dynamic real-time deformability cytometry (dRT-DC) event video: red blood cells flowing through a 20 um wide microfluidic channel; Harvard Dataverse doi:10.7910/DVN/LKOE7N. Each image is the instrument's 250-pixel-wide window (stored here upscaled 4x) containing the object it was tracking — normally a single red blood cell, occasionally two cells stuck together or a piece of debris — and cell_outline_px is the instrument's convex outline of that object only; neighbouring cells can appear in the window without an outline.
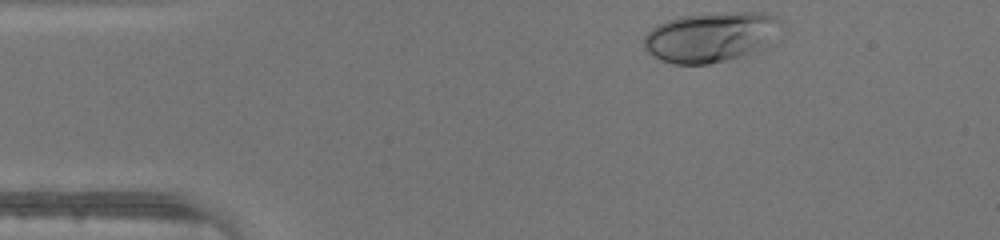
{"species": "human", "species_latin": "Homo sapiens", "temperature_condition": "warm", "stored_images_in_passage": 31, "camera_frame_rate_fps": 3000, "um_per_image_px": 0.085, "donor": {"sex": "male"}, "frame": {"image": 1, "passage_image": 1, "time_ms": 0.0, "image_size_px": [1000, 240], "cell_outline_px": [[784, 24], [768, 44], [764, 48], [740, 56], [708, 64], [672, 64], [660, 60], [652, 56], [644, 48], [644, 36], [656, 24], [680, 16], [732, 12], [764, 12], [776, 16]], "centroid_in_image_um": [60.42, 3.13], "position_along_channel_um": 24.6, "area_um2": 40.06}}
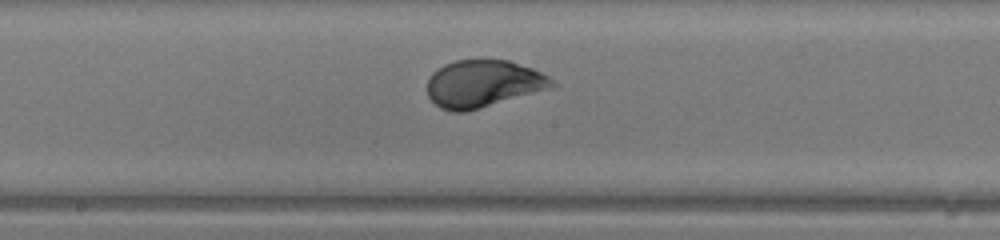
{"frame": {"image": 2, "passage_image": 18, "time_ms": 5.667, "image_size_px": [1000, 240], "cell_outline_px": [[556, 84], [552, 88], [468, 112], [452, 112], [440, 108], [428, 96], [428, 76], [432, 72], [444, 64], [456, 60], [508, 60], [532, 68], [548, 76]], "centroid_in_image_um": [41.06, 7.13], "position_along_channel_um": 207.1, "area_um2": 34.51}}
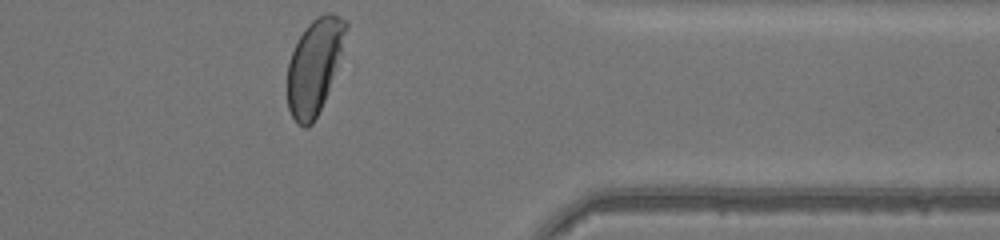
{"frame": {"image": 3, "passage_image": 31, "time_ms": 10.0, "image_size_px": [1000, 240], "cell_outline_px": [[348, 28], [324, 100], [312, 124], [308, 128], [304, 128], [296, 124], [288, 108], [288, 64], [292, 52], [300, 36], [308, 24], [316, 16], [324, 12], [332, 12], [348, 20]], "centroid_in_image_um": [26.71, 5.59], "position_along_channel_um": 384.7, "area_um2": 31.67}}